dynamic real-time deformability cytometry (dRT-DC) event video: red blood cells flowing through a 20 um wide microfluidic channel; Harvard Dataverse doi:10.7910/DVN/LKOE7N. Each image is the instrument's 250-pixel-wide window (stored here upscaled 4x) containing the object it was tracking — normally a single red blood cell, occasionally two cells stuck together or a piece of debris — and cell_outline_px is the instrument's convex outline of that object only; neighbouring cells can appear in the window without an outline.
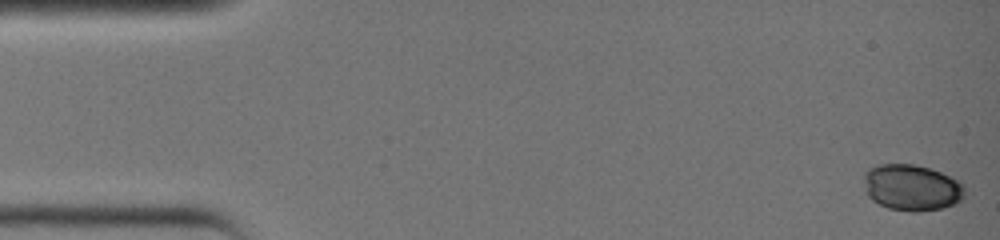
{"species": "common noctule bat (a hibernating species)", "species_latin": "Nyctalus noctula", "temperature_condition": "warm", "stored_images_in_passage": 35, "camera_frame_rate_fps": 3000, "um_per_image_px": 0.085, "animal": {"sex": "female", "body_mass_g": 19.0, "forearm_length_mm": 51.5}, "frame": {"image": 1, "passage_image": 1, "time_ms": 0.0, "image_size_px": [1000, 240], "cell_outline_px": [[964, 196], [956, 204], [940, 208], [916, 212], [912, 212], [888, 208], [872, 200], [868, 196], [864, 180], [864, 172], [868, 168], [880, 164], [912, 164], [928, 168], [940, 172], [960, 180], [964, 184]], "centroid_in_image_um": [77.51, 15.94], "position_along_channel_um": 7.5, "area_um2": 27.22}}
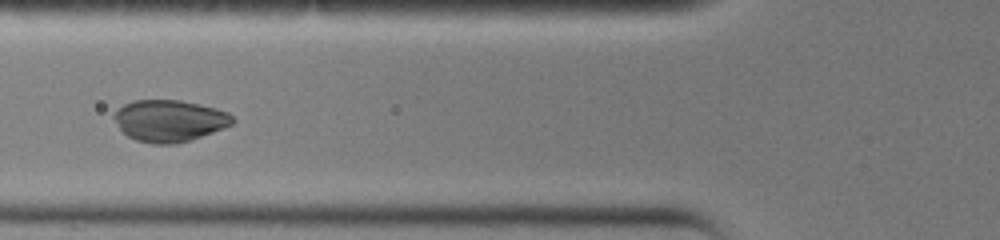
{"frame": {"image": 2, "passage_image": 15, "time_ms": 4.667, "image_size_px": [1000, 240], "cell_outline_px": [[236, 120], [232, 124], [224, 128], [188, 140], [172, 144], [152, 144], [136, 140], [128, 136], [120, 128], [112, 116], [116, 108], [132, 100], [180, 100], [200, 104], [216, 108], [228, 112]], "centroid_in_image_um": [14.38, 10.24], "position_along_channel_um": 111.4, "area_um2": 28.78}}
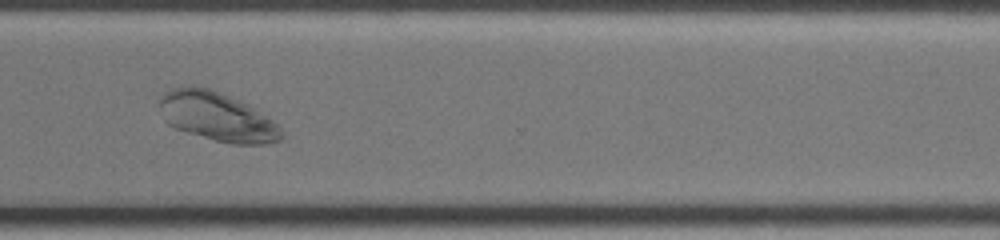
{"frame": {"image": 3, "passage_image": 29, "time_ms": 9.333, "image_size_px": [1000, 240], "cell_outline_px": [[284, 136], [280, 140], [264, 144], [232, 144], [216, 140], [188, 132], [176, 128], [168, 124], [164, 120], [160, 104], [160, 96], [168, 88], [180, 84], [196, 84], [220, 92], [240, 100], [256, 108], [272, 120], [284, 132]], "centroid_in_image_um": [18.43, 9.87], "position_along_channel_um": 352.2, "area_um2": 35.2}}